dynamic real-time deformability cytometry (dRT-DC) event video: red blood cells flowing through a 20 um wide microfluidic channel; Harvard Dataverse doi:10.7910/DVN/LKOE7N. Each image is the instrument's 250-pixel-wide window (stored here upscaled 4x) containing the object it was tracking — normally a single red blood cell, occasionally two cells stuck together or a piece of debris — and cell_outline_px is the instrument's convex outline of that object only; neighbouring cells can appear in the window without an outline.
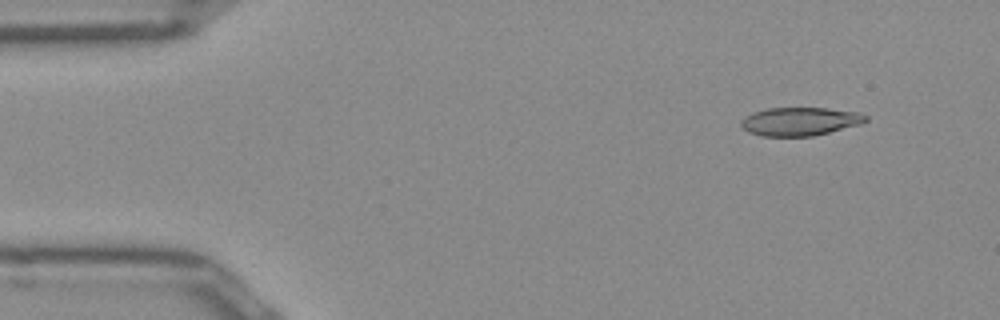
{"species": "Egyptian fruit bat (a non-hibernating species)", "species_latin": "Rousettus aegyptiacus", "temperature_condition": "room temperature", "stored_images_in_passage": 48, "camera_frame_rate_fps": 3000, "um_per_image_px": 0.085, "frame": {"image": 1, "passage_image": 2, "time_ms": 0.333, "image_size_px": [1000, 320], "cell_outline_px": [[868, 120], [860, 124], [812, 136], [760, 136], [748, 132], [740, 124], [740, 120], [744, 116], [752, 112], [764, 108], [828, 108], [860, 112], [868, 116]], "centroid_in_image_um": [67.97, 10.31], "position_along_channel_um": 17.0, "area_um2": 20.75}}
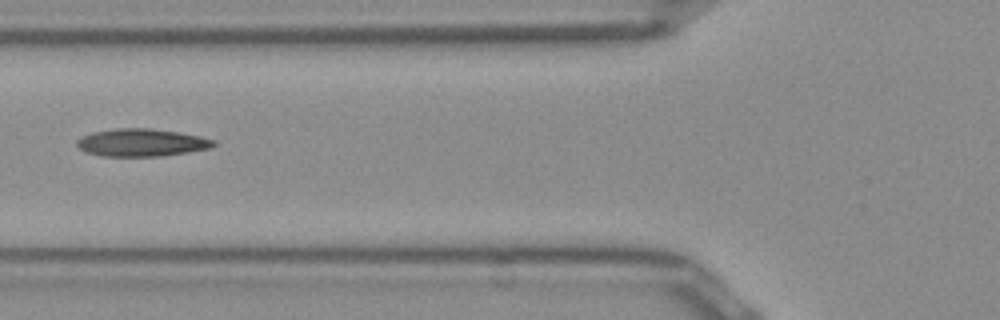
{"frame": {"image": 2, "passage_image": 16, "time_ms": 5.0, "image_size_px": [1000, 320], "cell_outline_px": [[216, 144], [212, 148], [188, 152], [160, 156], [104, 156], [88, 152], [80, 148], [76, 144], [76, 140], [80, 136], [92, 132], [116, 128], [152, 128], [200, 136], [216, 140]], "centroid_in_image_um": [12.04, 12.11], "position_along_channel_um": 113.8, "area_um2": 22.02}}
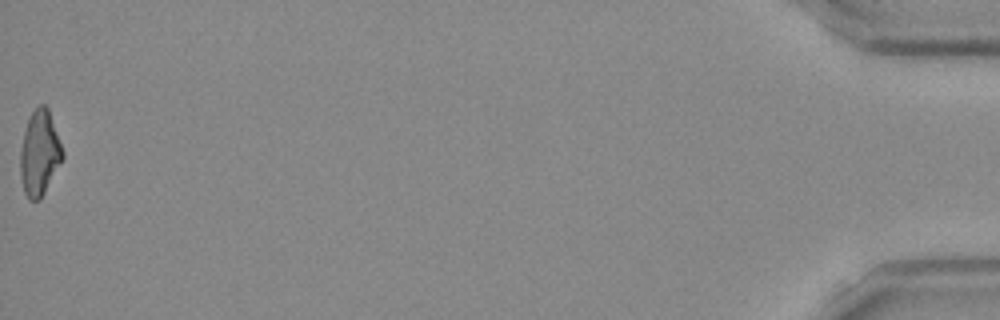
{"frame": {"image": 3, "passage_image": 48, "time_ms": 15.667, "image_size_px": [1000, 320], "cell_outline_px": [[64, 156], [40, 200], [28, 200], [24, 192], [20, 176], [20, 152], [24, 132], [28, 116], [40, 104], [44, 104], [48, 108], [64, 152]], "centroid_in_image_um": [3.35, 13.02], "position_along_channel_um": 431.9, "area_um2": 20.87}, "authors_computed_cell_mechanics": {"area_um2": 21.2126, "velocity_mm_per_s": 3.9692, "shape_relaxation_time_tau1_ms": null, "shape_relaxation_time_tau2_ms": 3.9374, "deformation_change_tau1": null, "deformation_change_tau2": 0.1446}}